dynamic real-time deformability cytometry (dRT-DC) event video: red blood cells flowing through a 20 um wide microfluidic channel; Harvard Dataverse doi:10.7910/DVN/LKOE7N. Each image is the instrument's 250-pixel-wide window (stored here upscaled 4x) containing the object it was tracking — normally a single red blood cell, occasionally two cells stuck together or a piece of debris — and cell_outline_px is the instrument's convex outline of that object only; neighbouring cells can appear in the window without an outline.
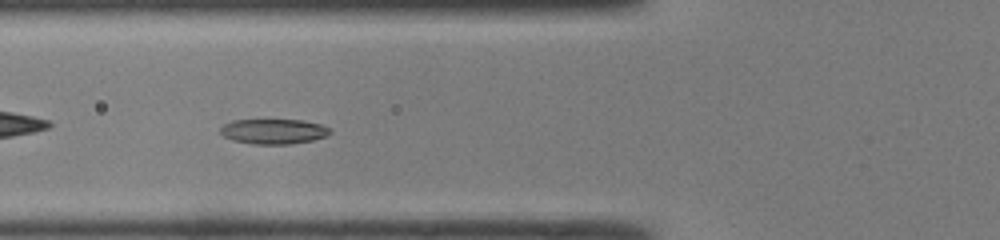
{"species": "common noctule bat (a hibernating species)", "species_latin": "Nyctalus noctula", "temperature_condition": "room temperature", "stored_images_in_passage": 34, "camera_frame_rate_fps": 3000, "um_per_image_px": 0.085, "animal": {"sex": "male", "body_mass_g": 19.0, "forearm_length_mm": 50.8}, "frame": {"image": 1, "passage_image": 5, "time_ms": 1.333, "image_size_px": [1000, 240], "cell_outline_px": [[332, 132], [324, 136], [312, 140], [288, 144], [252, 144], [232, 140], [224, 136], [220, 132], [220, 128], [224, 124], [232, 120], [300, 120], [320, 124], [328, 128]], "centroid_in_image_um": [23.21, 11.17], "position_along_channel_um": 102.6, "area_um2": 15.84}}
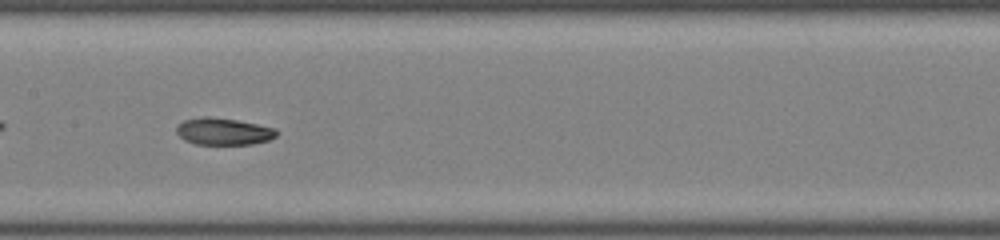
{"frame": {"image": 2, "passage_image": 11, "time_ms": 3.333, "image_size_px": [1000, 240], "cell_outline_px": [[276, 136], [268, 140], [252, 144], [196, 144], [184, 140], [176, 132], [176, 128], [184, 120], [204, 116], [208, 116], [236, 120], [276, 128]], "centroid_in_image_um": [18.98, 11.17], "position_along_channel_um": 188.4, "area_um2": 15.55}}
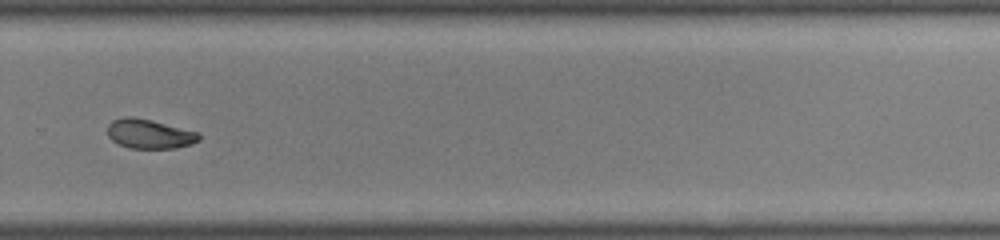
{"frame": {"image": 3, "passage_image": 20, "time_ms": 6.333, "image_size_px": [1000, 240], "cell_outline_px": [[200, 140], [192, 144], [176, 148], [128, 148], [112, 140], [108, 136], [108, 124], [112, 120], [124, 116], [132, 116], [152, 120], [200, 132]], "centroid_in_image_um": [12.72, 11.37], "position_along_channel_um": 317.1, "area_um2": 15.84}, "authors_computed_cell_mechanics": {"area_um2": 16.2418, "velocity_mm_per_s": 4.2975, "shape_relaxation_time_tau1_ms": 5.2045, "shape_relaxation_time_tau2_ms": 6.0466, "deformation_change_tau1": 0.1605, "deformation_change_tau2": 0.0707}}